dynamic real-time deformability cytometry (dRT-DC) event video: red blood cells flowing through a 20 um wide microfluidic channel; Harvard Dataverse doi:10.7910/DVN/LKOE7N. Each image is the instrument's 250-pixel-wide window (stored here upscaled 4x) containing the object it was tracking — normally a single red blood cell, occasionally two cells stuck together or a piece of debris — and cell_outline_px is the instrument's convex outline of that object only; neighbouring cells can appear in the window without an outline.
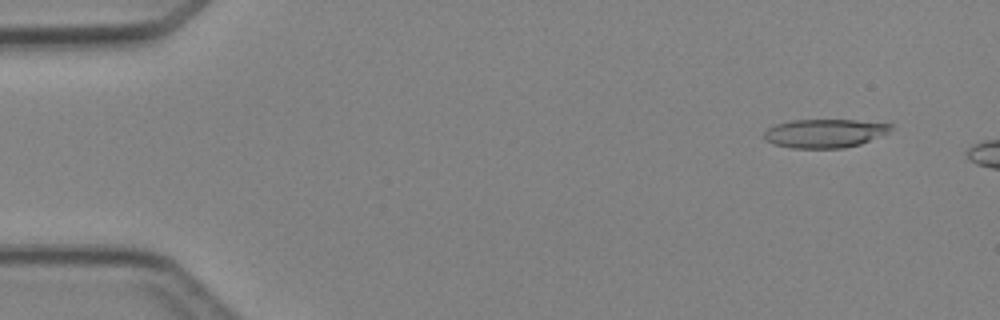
{"species": "Egyptian fruit bat (a non-hibernating species)", "species_latin": "Rousettus aegyptiacus", "temperature_condition": "cold", "stored_images_in_passage": 4, "camera_frame_rate_fps": 3000, "um_per_image_px": 0.085, "animal": {"sex": "female"}, "frame": {"image": 1, "passage_image": 2, "time_ms": 1.0, "image_size_px": [1000, 320], "cell_outline_px": [[892, 128], [888, 132], [860, 144], [844, 148], [792, 148], [772, 144], [764, 140], [764, 132], [768, 128], [776, 124], [792, 120], [856, 120], [892, 124]], "centroid_in_image_um": [70.05, 11.33], "position_along_channel_um": 14.9, "area_um2": 21.1}}